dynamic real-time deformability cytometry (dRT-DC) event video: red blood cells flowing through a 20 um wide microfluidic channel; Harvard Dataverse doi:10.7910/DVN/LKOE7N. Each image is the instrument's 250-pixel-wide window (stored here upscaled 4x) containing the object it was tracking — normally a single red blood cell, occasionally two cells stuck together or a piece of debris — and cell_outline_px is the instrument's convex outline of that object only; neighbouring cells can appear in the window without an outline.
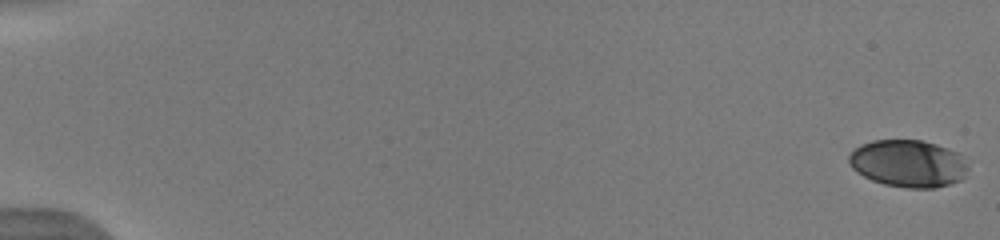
{"species": "human", "species_latin": "Homo sapiens", "temperature_condition": "warm", "stored_images_in_passage": 14, "camera_frame_rate_fps": 3000, "um_per_image_px": 0.085, "donor": {"sex": "male"}, "frame": {"image": 1, "passage_image": 1, "time_ms": 0.0, "image_size_px": [1000, 240], "cell_outline_px": [[968, 168], [964, 176], [960, 180], [936, 188], [908, 188], [884, 184], [872, 180], [856, 172], [848, 164], [848, 156], [860, 144], [872, 140], [920, 140], [936, 144], [948, 148], [956, 152], [960, 156]], "centroid_in_image_um": [77.16, 13.9], "position_along_channel_um": 7.8, "area_um2": 32.71}}